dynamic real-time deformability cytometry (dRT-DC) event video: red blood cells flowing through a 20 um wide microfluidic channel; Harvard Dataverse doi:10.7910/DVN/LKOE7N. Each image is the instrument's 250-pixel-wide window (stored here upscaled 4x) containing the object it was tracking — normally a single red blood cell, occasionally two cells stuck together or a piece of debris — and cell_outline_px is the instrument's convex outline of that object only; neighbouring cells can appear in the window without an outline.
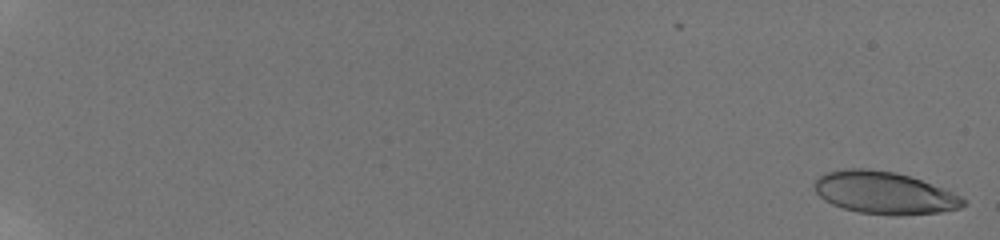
{"species": "human", "species_latin": "Homo sapiens", "temperature_condition": "room temperature", "stored_images_in_passage": 50, "camera_frame_rate_fps": 3000, "um_per_image_px": 0.085, "donor": {"sex": "male"}, "frame": {"image": 1, "passage_image": 1, "time_ms": 0.0, "image_size_px": [1000, 240], "cell_outline_px": [[968, 204], [960, 208], [940, 212], [900, 216], [892, 216], [860, 212], [844, 208], [832, 204], [824, 200], [816, 192], [812, 184], [824, 172], [848, 168], [868, 168], [896, 172], [920, 180], [952, 192], [968, 200]], "centroid_in_image_um": [75.16, 16.39], "position_along_channel_um": 9.8, "area_um2": 36.88}}
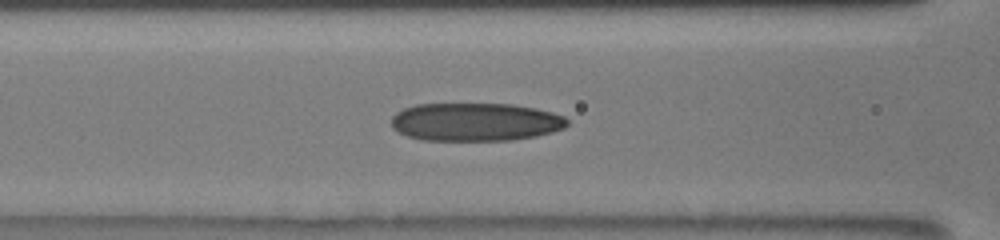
{"frame": {"image": 2, "passage_image": 23, "time_ms": 9.333, "image_size_px": [1000, 240], "cell_outline_px": [[568, 124], [564, 128], [552, 132], [536, 136], [512, 140], [424, 140], [408, 136], [392, 128], [392, 116], [396, 112], [404, 108], [416, 104], [512, 104], [536, 108], [552, 112], [564, 116], [568, 120]], "centroid_in_image_um": [40.42, 10.36], "position_along_channel_um": 126.2, "area_um2": 39.19}}
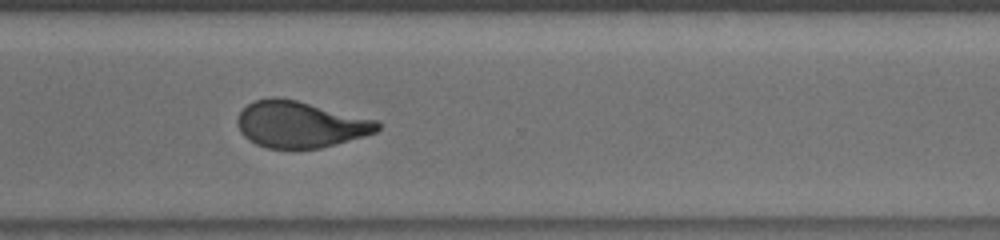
{"frame": {"image": 3, "passage_image": 49, "time_ms": 15.0, "image_size_px": [1000, 240], "cell_outline_px": [[380, 128], [376, 132], [364, 136], [336, 144], [320, 148], [268, 148], [256, 144], [248, 140], [240, 132], [236, 124], [236, 120], [240, 112], [248, 104], [256, 100], [272, 96], [276, 96], [296, 100], [376, 120], [380, 124]], "centroid_in_image_um": [25.48, 10.57], "position_along_channel_um": 345.1, "area_um2": 37.74}}